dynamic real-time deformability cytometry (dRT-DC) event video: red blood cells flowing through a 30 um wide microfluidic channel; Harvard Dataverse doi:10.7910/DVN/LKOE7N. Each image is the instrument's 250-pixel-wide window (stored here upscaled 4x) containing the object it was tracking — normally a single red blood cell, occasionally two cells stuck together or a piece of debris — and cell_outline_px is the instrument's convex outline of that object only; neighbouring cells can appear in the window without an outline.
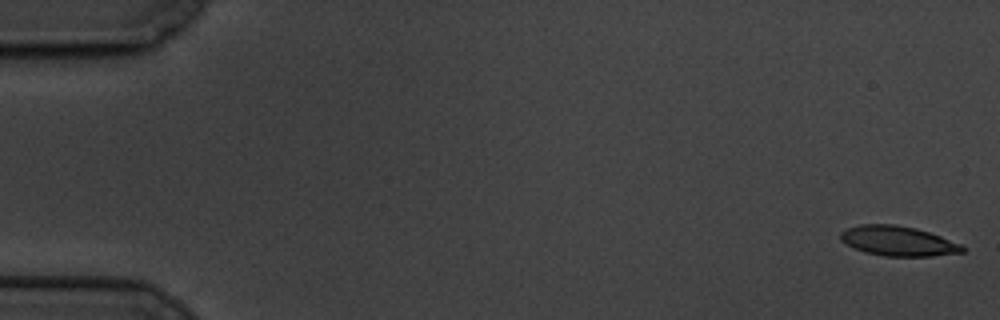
{"species": "common noctule bat (a hibernating species)", "species_latin": "Nyctalus noctula", "temperature_condition": "cold", "stored_images_in_passage": 60, "camera_frame_rate_fps": 3000, "um_per_image_px": 0.085, "animal": {"sex": "male", "body_mass_g": 19.5, "forearm_length_mm": 54.6}, "frame": {"image": 1, "passage_image": 1, "time_ms": 0.0, "image_size_px": [1000, 320], "cell_outline_px": [[964, 252], [932, 256], [884, 256], [864, 252], [840, 240], [840, 232], [848, 228], [860, 224], [896, 224], [916, 228], [940, 236], [960, 244], [964, 248]], "centroid_in_image_um": [76.32, 20.48], "position_along_channel_um": 8.7, "area_um2": 21.04}}
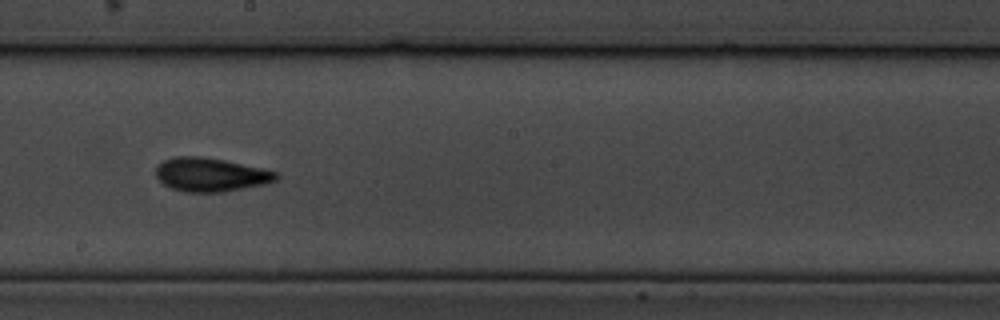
{"frame": {"image": 2, "passage_image": 34, "time_ms": 11.0, "image_size_px": [1000, 320], "cell_outline_px": [[280, 176], [276, 180], [264, 184], [220, 192], [184, 192], [172, 188], [164, 184], [156, 176], [156, 168], [164, 160], [172, 156], [200, 156], [224, 160], [280, 172]], "centroid_in_image_um": [17.91, 14.84], "position_along_channel_um": 230.3, "area_um2": 23.52}}
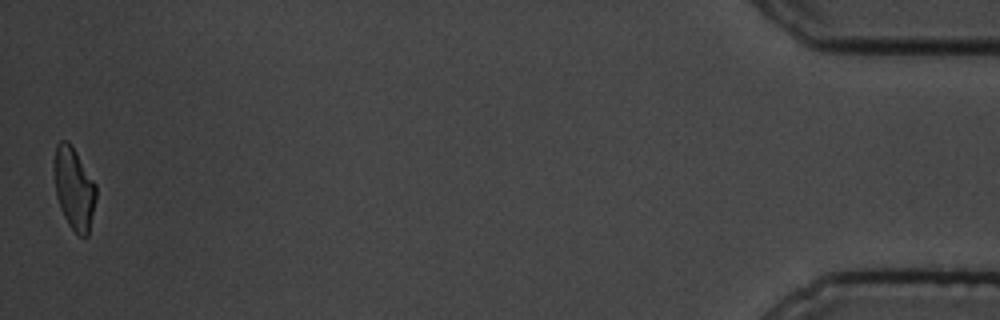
{"frame": {"image": 3, "passage_image": 60, "time_ms": 19.667, "image_size_px": [1000, 320], "cell_outline_px": [[96, 200], [88, 236], [80, 236], [68, 224], [60, 208], [56, 196], [52, 168], [52, 164], [56, 144], [60, 140], [68, 140], [72, 144], [96, 184]], "centroid_in_image_um": [6.27, 15.96], "position_along_channel_um": 428.9, "area_um2": 20.58}, "authors_computed_cell_mechanics": {"area_um2": 21.964, "velocity_mm_per_s": 3.3134, "shape_relaxation_time_tau1_ms": 3.2653, "shape_relaxation_time_tau2_ms": 2.9208, "deformation_change_tau1": 0.1196, "deformation_change_tau2": 0.0922}}